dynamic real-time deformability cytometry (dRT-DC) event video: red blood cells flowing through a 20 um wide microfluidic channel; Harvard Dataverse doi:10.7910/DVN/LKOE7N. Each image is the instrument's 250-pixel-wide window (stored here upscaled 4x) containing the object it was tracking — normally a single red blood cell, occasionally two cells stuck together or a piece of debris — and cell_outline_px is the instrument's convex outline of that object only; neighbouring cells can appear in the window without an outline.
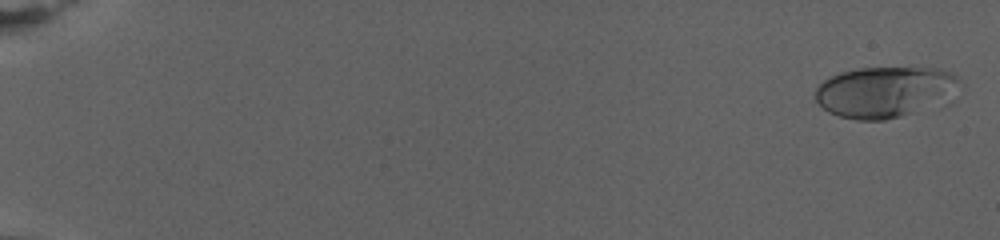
{"species": "human", "species_latin": "Homo sapiens", "temperature_condition": "warm", "stored_images_in_passage": 78, "camera_frame_rate_fps": 3000, "um_per_image_px": 0.085, "donor": {"sex": "female"}, "frame": {"image": 1, "passage_image": 2, "time_ms": 0.333, "image_size_px": [1000, 240], "cell_outline_px": [[964, 84], [900, 116], [884, 120], [856, 120], [840, 116], [828, 112], [816, 100], [816, 88], [824, 80], [840, 72], [860, 68], [940, 68], [956, 76]], "centroid_in_image_um": [75.05, 7.77], "position_along_channel_um": 10.0, "area_um2": 40.86}}
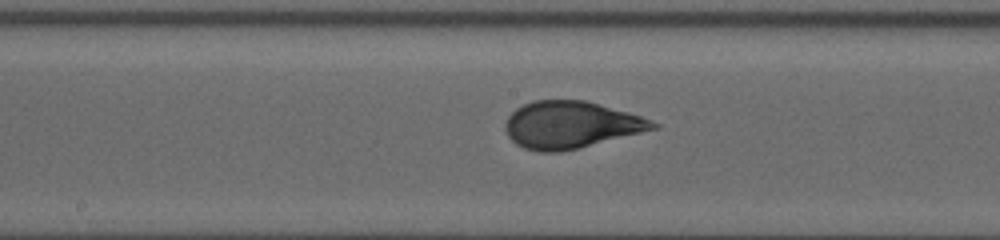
{"frame": {"image": 2, "passage_image": 44, "time_ms": 14.333, "image_size_px": [1000, 240], "cell_outline_px": [[660, 128], [560, 152], [540, 152], [524, 148], [516, 144], [508, 136], [504, 128], [504, 124], [508, 116], [516, 108], [532, 100], [584, 100], [600, 104], [628, 112], [640, 116], [660, 124]], "centroid_in_image_um": [48.5, 10.61], "position_along_channel_um": 199.7, "area_um2": 40.4}}
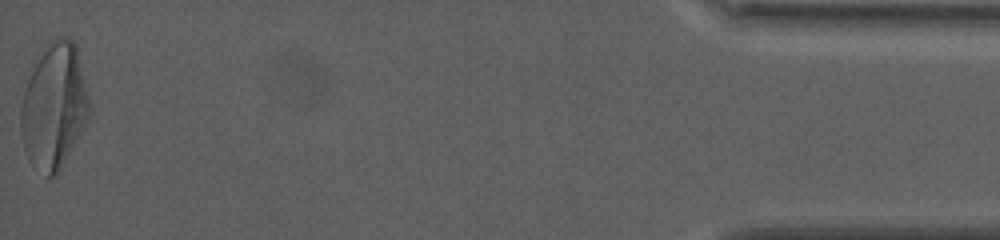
{"frame": {"image": 3, "passage_image": 78, "time_ms": 25.667, "image_size_px": [1000, 240], "cell_outline_px": [[92, 112], [56, 176], [48, 176], [32, 164], [28, 160], [24, 148], [20, 132], [20, 108], [32, 60], [44, 44], [56, 36], [68, 36], [76, 44], [92, 104]], "centroid_in_image_um": [4.59, 8.92], "position_along_channel_um": 430.6, "area_um2": 51.21}, "authors_computed_cell_mechanics": {"area_um2": 40.4311, "velocity_mm_per_s": 2.7495, "shape_relaxation_time_tau1_ms": 6.6858, "shape_relaxation_time_tau2_ms": null, "deformation_change_tau1": 0.2151, "deformation_change_tau2": null}}